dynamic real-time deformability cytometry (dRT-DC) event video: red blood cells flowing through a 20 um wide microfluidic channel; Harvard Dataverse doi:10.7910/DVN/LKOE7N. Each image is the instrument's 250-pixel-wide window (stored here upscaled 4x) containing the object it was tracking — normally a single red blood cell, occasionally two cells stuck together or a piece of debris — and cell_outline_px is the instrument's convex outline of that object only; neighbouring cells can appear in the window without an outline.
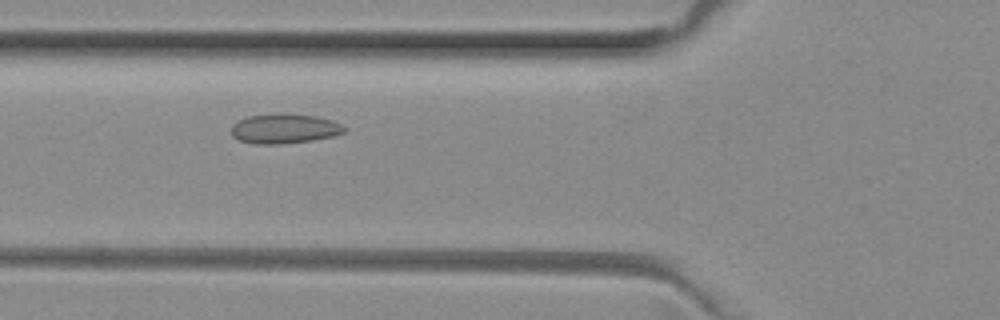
{"species": "common noctule bat (a hibernating species)", "species_latin": "Nyctalus noctula", "temperature_condition": "room temperature", "stored_images_in_passage": 31, "camera_frame_rate_fps": 3000, "um_per_image_px": 0.085, "animal": {"sex": "female", "body_mass_g": 29.2, "forearm_length_mm": 56.3}, "frame": {"image": 1, "passage_image": 7, "time_ms": 2.0, "image_size_px": [1000, 320], "cell_outline_px": [[348, 128], [344, 132], [332, 136], [312, 140], [280, 144], [256, 144], [240, 140], [232, 136], [232, 124], [248, 116], [316, 116], [332, 120]], "centroid_in_image_um": [24.19, 10.98], "position_along_channel_um": 101.6, "area_um2": 18.67}}
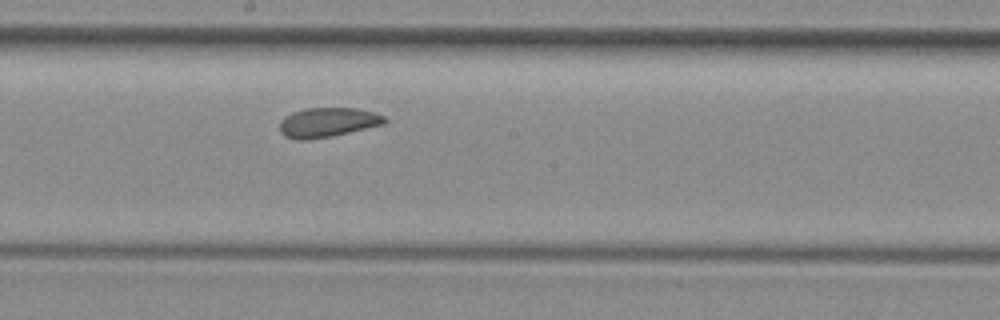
{"frame": {"image": 2, "passage_image": 16, "time_ms": 5.0, "image_size_px": [1000, 320], "cell_outline_px": [[388, 120], [384, 124], [332, 136], [308, 140], [296, 140], [284, 136], [280, 132], [280, 120], [284, 116], [292, 112], [304, 108], [356, 108], [372, 112], [384, 116]], "centroid_in_image_um": [27.81, 10.4], "position_along_channel_um": 220.4, "area_um2": 18.15}}
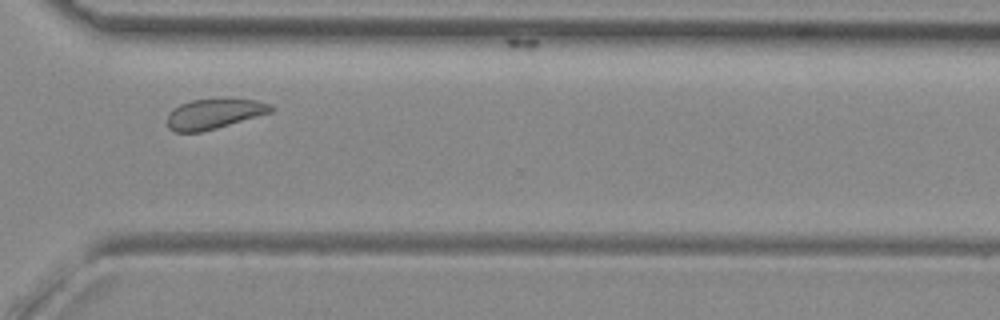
{"frame": {"image": 3, "passage_image": 26, "time_ms": 8.333, "image_size_px": [1000, 320], "cell_outline_px": [[276, 108], [272, 112], [216, 128], [200, 132], [176, 132], [168, 128], [168, 112], [172, 108], [180, 104], [192, 100], [224, 96], [256, 100], [272, 104]], "centroid_in_image_um": [18.23, 9.62], "position_along_channel_um": 352.4, "area_um2": 18.84}}